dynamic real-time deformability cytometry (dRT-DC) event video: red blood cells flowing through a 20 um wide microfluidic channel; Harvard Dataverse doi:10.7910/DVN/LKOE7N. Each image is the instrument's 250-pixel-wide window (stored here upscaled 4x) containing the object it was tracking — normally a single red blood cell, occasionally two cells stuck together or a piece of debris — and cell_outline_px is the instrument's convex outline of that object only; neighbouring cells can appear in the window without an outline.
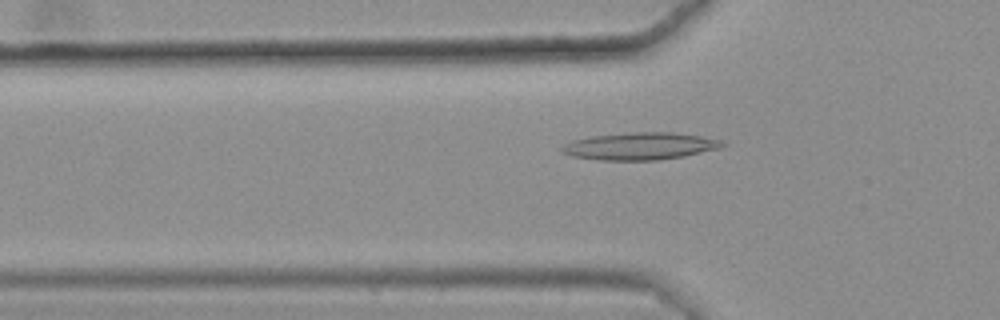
{"species": "common noctule bat (a hibernating species)", "species_latin": "Nyctalus noctula", "temperature_condition": "warm", "stored_images_in_passage": 51, "camera_frame_rate_fps": 3000, "um_per_image_px": 0.085, "animal": {"sex": "female", "body_mass_g": 25.1}, "frame": {"image": 1, "passage_image": 18, "time_ms": 5.667, "image_size_px": [1000, 320], "cell_outline_px": [[728, 144], [720, 148], [684, 156], [660, 160], [600, 160], [572, 156], [560, 152], [560, 148], [564, 144], [572, 140], [588, 136], [632, 132], [672, 132], [700, 136], [720, 140]], "centroid_in_image_um": [54.37, 12.42], "position_along_channel_um": 71.4, "area_um2": 25.66}}
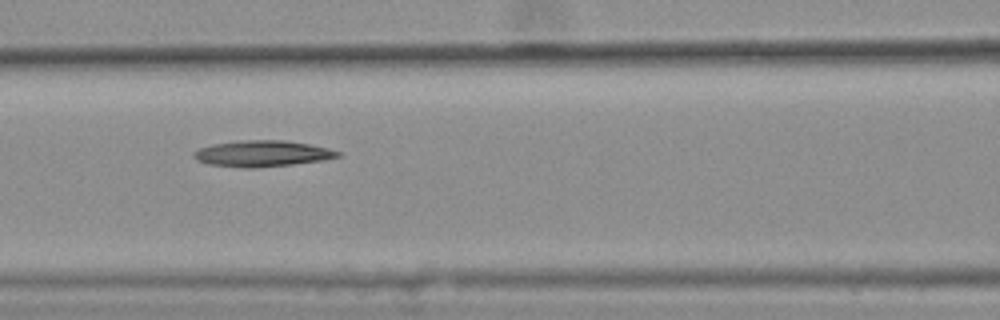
{"frame": {"image": 2, "passage_image": 24, "time_ms": 7.667, "image_size_px": [1000, 320], "cell_outline_px": [[340, 156], [324, 160], [292, 164], [256, 168], [244, 168], [208, 164], [196, 160], [192, 156], [192, 152], [200, 148], [212, 144], [244, 140], [284, 140], [312, 144], [340, 152]], "centroid_in_image_um": [22.26, 13.05], "position_along_channel_um": 144.3, "area_um2": 21.96}}
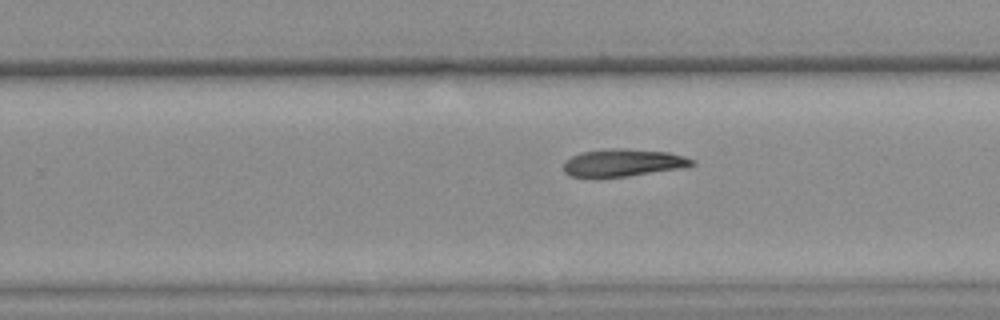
{"frame": {"image": 3, "passage_image": 35, "time_ms": 11.333, "image_size_px": [1000, 320], "cell_outline_px": [[696, 164], [684, 168], [628, 176], [596, 180], [568, 176], [564, 172], [564, 160], [580, 152], [612, 148], [624, 148], [668, 152], [684, 156], [696, 160]], "centroid_in_image_um": [52.91, 13.87], "position_along_channel_um": 276.9, "area_um2": 21.44}}